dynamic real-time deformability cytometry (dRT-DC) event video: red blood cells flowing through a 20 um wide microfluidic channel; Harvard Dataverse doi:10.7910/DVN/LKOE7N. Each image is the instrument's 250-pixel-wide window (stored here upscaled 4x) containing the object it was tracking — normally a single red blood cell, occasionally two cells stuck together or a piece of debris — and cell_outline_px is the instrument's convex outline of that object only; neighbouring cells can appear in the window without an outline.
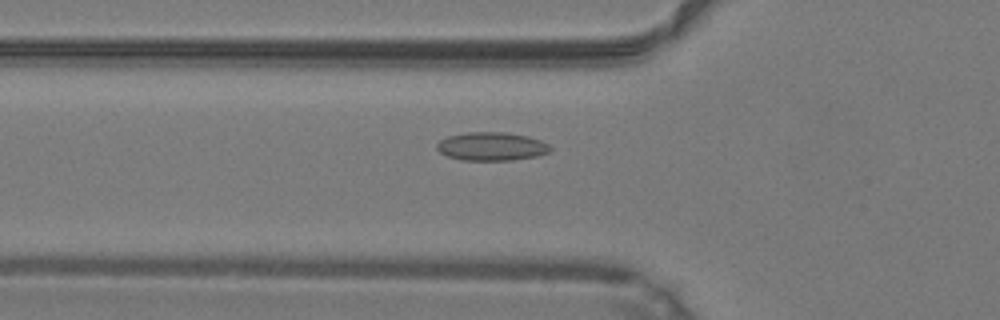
{"species": "common noctule bat (a hibernating species)", "species_latin": "Nyctalus noctula", "temperature_condition": "warm", "stored_images_in_passage": 50, "camera_frame_rate_fps": 3000, "um_per_image_px": 0.085, "animal": {"sex": "male", "body_mass_g": 19.2, "forearm_length_mm": 51.8}, "frame": {"image": 1, "passage_image": 18, "time_ms": 5.667, "image_size_px": [1000, 320], "cell_outline_px": [[552, 148], [548, 152], [536, 156], [512, 160], [460, 160], [448, 156], [440, 152], [436, 148], [436, 144], [440, 140], [448, 136], [468, 132], [504, 132], [528, 136], [540, 140], [548, 144]], "centroid_in_image_um": [41.77, 12.44], "position_along_channel_um": 84.0, "area_um2": 18.73}}
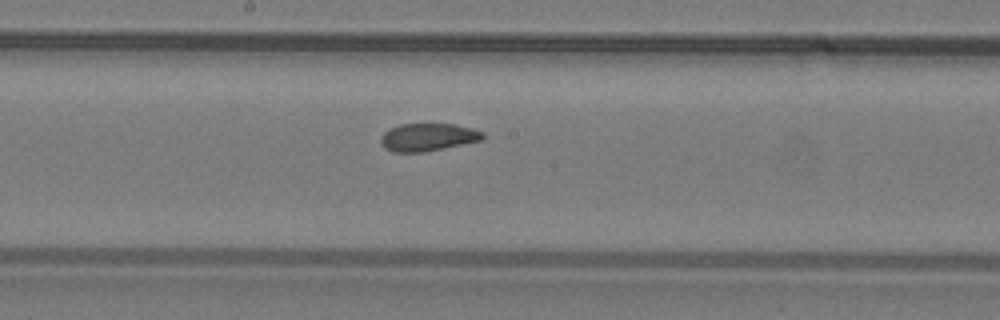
{"frame": {"image": 2, "passage_image": 27, "time_ms": 8.667, "image_size_px": [1000, 320], "cell_outline_px": [[484, 140], [424, 152], [392, 152], [384, 148], [380, 144], [380, 136], [388, 128], [400, 124], [456, 124], [472, 128], [484, 132]], "centroid_in_image_um": [36.35, 11.66], "position_along_channel_um": 211.8, "area_um2": 16.76}}
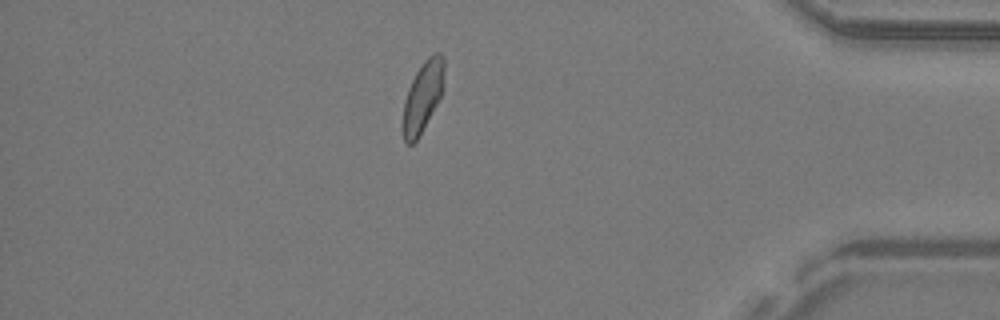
{"frame": {"image": 3, "passage_image": 43, "time_ms": 14.0, "image_size_px": [1000, 320], "cell_outline_px": [[444, 72], [440, 96], [436, 104], [416, 140], [412, 144], [404, 144], [404, 100], [408, 88], [416, 72], [424, 60], [432, 52], [440, 52], [444, 56]], "centroid_in_image_um": [35.94, 8.13], "position_along_channel_um": 399.3, "area_um2": 16.42}, "authors_computed_cell_mechanics": {"area_um2": 17.5423, "velocity_mm_per_s": 4.2368, "shape_relaxation_time_tau1_ms": null, "shape_relaxation_time_tau2_ms": 1.7105, "deformation_change_tau1": null, "deformation_change_tau2": 0.0699}}